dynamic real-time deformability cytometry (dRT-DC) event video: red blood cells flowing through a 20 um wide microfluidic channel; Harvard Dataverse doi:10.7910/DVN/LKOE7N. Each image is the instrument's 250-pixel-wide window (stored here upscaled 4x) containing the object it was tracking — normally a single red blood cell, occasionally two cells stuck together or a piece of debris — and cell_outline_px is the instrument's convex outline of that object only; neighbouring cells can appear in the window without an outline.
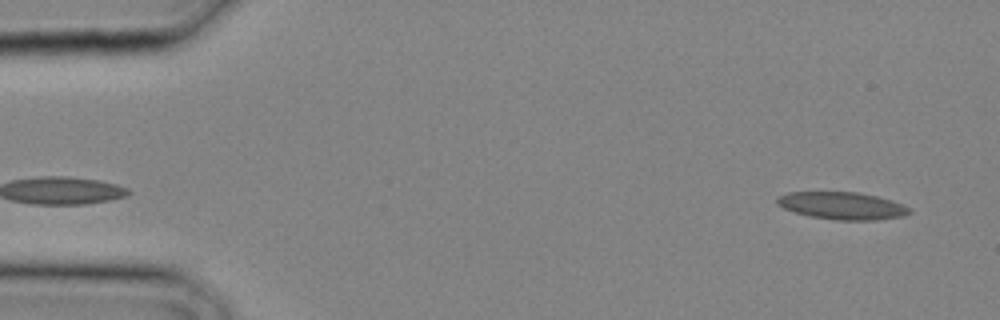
{"species": "common noctule bat (a hibernating species)", "species_latin": "Nyctalus noctula", "temperature_condition": "cold", "stored_images_in_passage": 6, "camera_frame_rate_fps": 3000, "um_per_image_px": 0.085, "animal": {"sex": "male", "body_mass_g": 20.4}, "frame": {"image": 1, "passage_image": 1, "time_ms": 0.0, "image_size_px": [1000, 320], "cell_outline_px": [[912, 212], [904, 216], [876, 220], [836, 220], [808, 216], [784, 208], [776, 204], [776, 196], [788, 192], [856, 192], [876, 196], [912, 208]], "centroid_in_image_um": [71.55, 17.49], "position_along_channel_um": 13.4, "area_um2": 21.1}}